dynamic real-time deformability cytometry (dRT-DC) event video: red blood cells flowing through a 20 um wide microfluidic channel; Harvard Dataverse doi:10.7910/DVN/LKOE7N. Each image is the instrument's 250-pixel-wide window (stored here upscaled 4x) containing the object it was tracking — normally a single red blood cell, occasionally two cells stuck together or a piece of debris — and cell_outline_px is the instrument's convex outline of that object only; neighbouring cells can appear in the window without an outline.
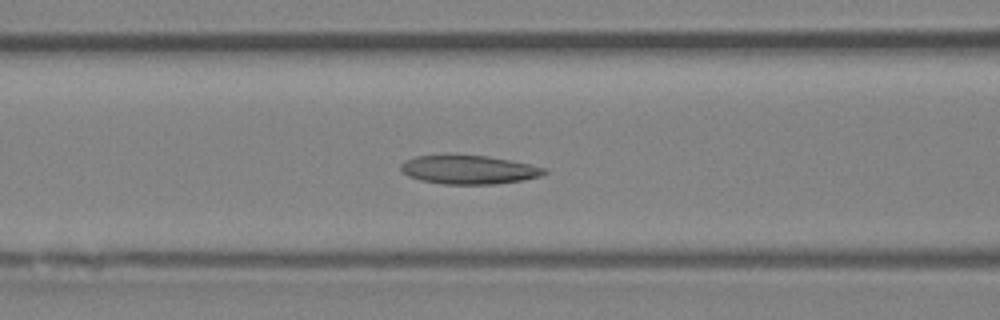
{"species": "Egyptian fruit bat (a non-hibernating species)", "species_latin": "Rousettus aegyptiacus", "temperature_condition": "room temperature", "stored_images_in_passage": 46, "camera_frame_rate_fps": 3000, "um_per_image_px": 0.085, "animal": {"sex": "female"}, "frame": {"image": 1, "passage_image": 16, "time_ms": 5.0, "image_size_px": [1000, 320], "cell_outline_px": [[548, 172], [540, 176], [520, 180], [496, 184], [444, 184], [420, 180], [408, 176], [400, 168], [400, 164], [404, 160], [416, 156], [448, 152], [488, 156], [548, 168]], "centroid_in_image_um": [39.78, 14.38], "position_along_channel_um": 126.8, "area_um2": 24.68}}
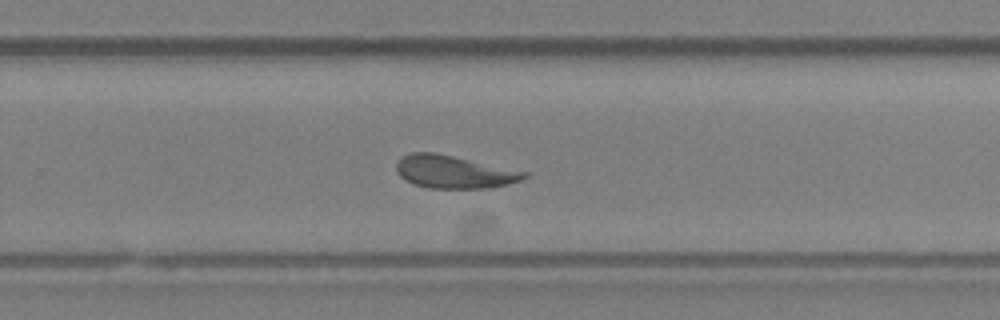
{"frame": {"image": 2, "passage_image": 28, "time_ms": 9.0, "image_size_px": [1000, 320], "cell_outline_px": [[528, 176], [520, 180], [508, 184], [488, 188], [428, 188], [412, 184], [404, 180], [396, 172], [396, 164], [400, 156], [412, 152], [432, 152], [452, 156], [528, 172]], "centroid_in_image_um": [38.53, 14.61], "position_along_channel_um": 291.3, "area_um2": 24.39}}
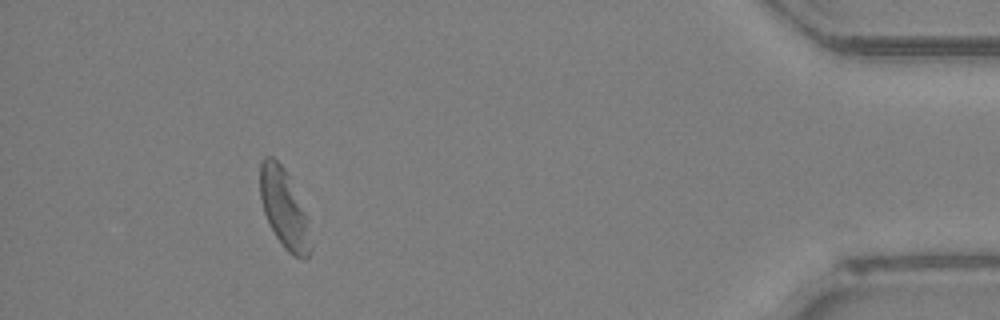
{"frame": {"image": 3, "passage_image": 41, "time_ms": 13.333, "image_size_px": [1000, 320], "cell_outline_px": [[312, 252], [304, 260], [292, 256], [284, 248], [268, 224], [260, 200], [260, 164], [264, 156], [272, 156], [284, 168], [304, 212], [312, 248]], "centroid_in_image_um": [24.11, 17.77], "position_along_channel_um": 411.1, "area_um2": 22.83}}